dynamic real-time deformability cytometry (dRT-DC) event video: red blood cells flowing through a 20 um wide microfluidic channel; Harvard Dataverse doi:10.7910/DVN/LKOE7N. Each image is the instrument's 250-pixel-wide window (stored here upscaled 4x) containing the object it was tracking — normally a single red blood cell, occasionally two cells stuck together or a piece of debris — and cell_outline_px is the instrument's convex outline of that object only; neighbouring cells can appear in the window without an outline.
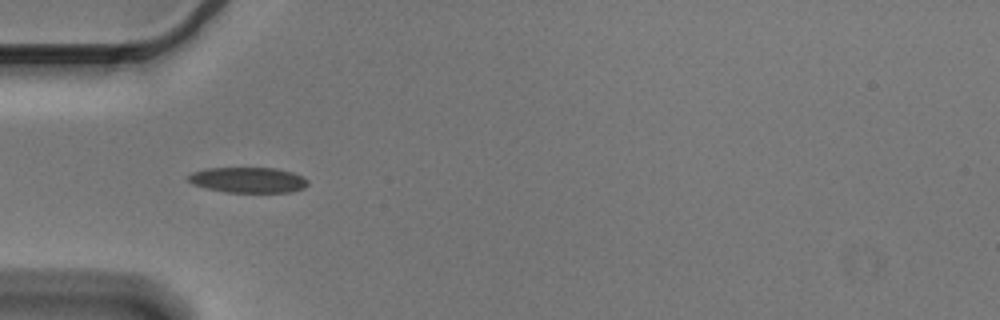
{"species": "Egyptian fruit bat (a non-hibernating species)", "species_latin": "Rousettus aegyptiacus", "temperature_condition": "cold", "stored_images_in_passage": 8, "camera_frame_rate_fps": 3000, "um_per_image_px": 0.085, "animal": {"sex": "male"}, "frame": {"image": 1, "passage_image": 6, "time_ms": 1.667, "image_size_px": [1000, 320], "cell_outline_px": [[308, 184], [304, 188], [292, 192], [224, 192], [204, 188], [192, 184], [188, 180], [188, 176], [192, 172], [208, 168], [276, 168], [292, 172], [304, 176], [308, 180]], "centroid_in_image_um": [21.1, 15.3], "position_along_channel_um": 63.9, "area_um2": 17.92}}
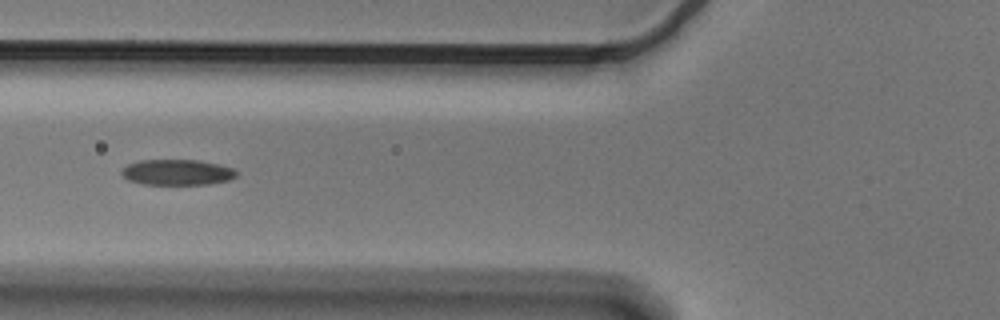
{"frame": {"image": 2, "passage_image": 7, "time_ms": 2.0, "image_size_px": [1000, 320], "cell_outline_px": [[240, 172], [236, 176], [228, 180], [208, 184], [144, 184], [128, 180], [120, 172], [128, 164], [140, 160], [200, 160], [232, 168]], "centroid_in_image_um": [15.07, 14.64], "position_along_channel_um": 110.7, "area_um2": 17.05}}
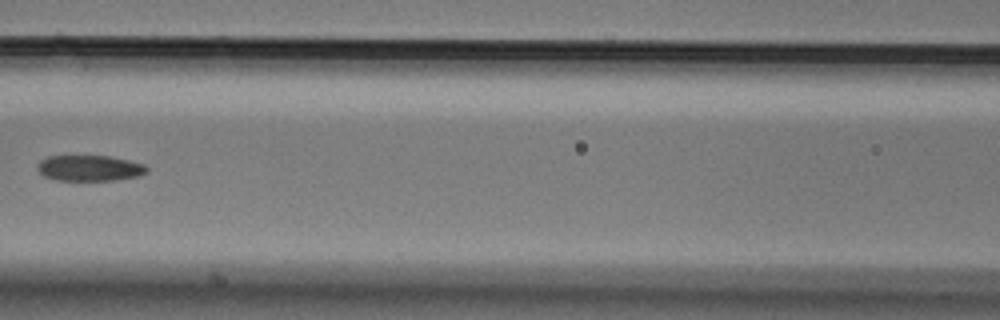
{"frame": {"image": 3, "passage_image": 8, "time_ms": 2.333, "image_size_px": [1000, 320], "cell_outline_px": [[148, 172], [136, 176], [116, 180], [56, 180], [44, 176], [36, 168], [36, 164], [40, 160], [48, 156], [108, 156], [128, 160], [144, 164], [148, 168]], "centroid_in_image_um": [7.59, 14.28], "position_along_channel_um": 159.0, "area_um2": 16.42}}